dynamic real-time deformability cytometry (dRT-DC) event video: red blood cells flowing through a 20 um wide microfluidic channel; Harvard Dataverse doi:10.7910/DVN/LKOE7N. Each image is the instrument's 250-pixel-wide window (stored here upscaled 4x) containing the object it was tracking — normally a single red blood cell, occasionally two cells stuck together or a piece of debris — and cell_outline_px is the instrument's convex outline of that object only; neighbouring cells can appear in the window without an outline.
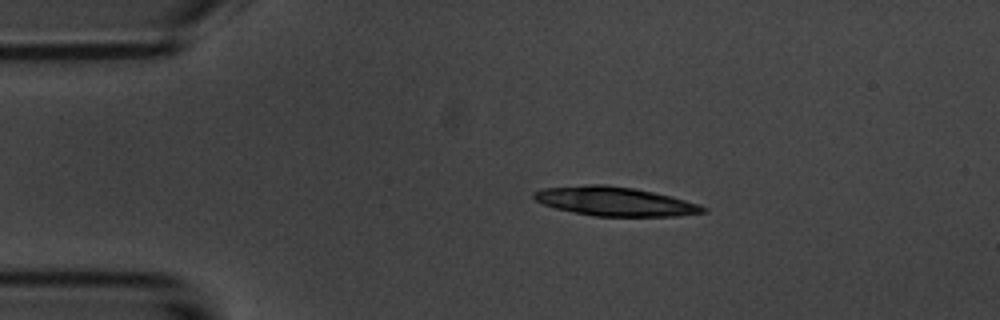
{"species": "common noctule bat (a hibernating species)", "species_latin": "Nyctalus noctula", "temperature_condition": "room temperature", "stored_images_in_passage": 3, "camera_frame_rate_fps": 3000, "um_per_image_px": 0.085, "animal": {"sex": "male", "body_mass_g": 20.1, "forearm_length_mm": 53.5}, "frame": {"image": 1, "passage_image": 2, "time_ms": 1.0, "image_size_px": [1000, 320], "cell_outline_px": [[708, 212], [676, 216], [596, 216], [556, 208], [544, 204], [536, 200], [532, 196], [532, 192], [540, 188], [588, 184], [604, 184], [636, 188], [700, 204], [708, 208]], "centroid_in_image_um": [52.26, 17.11], "position_along_channel_um": 32.7, "area_um2": 28.55}}